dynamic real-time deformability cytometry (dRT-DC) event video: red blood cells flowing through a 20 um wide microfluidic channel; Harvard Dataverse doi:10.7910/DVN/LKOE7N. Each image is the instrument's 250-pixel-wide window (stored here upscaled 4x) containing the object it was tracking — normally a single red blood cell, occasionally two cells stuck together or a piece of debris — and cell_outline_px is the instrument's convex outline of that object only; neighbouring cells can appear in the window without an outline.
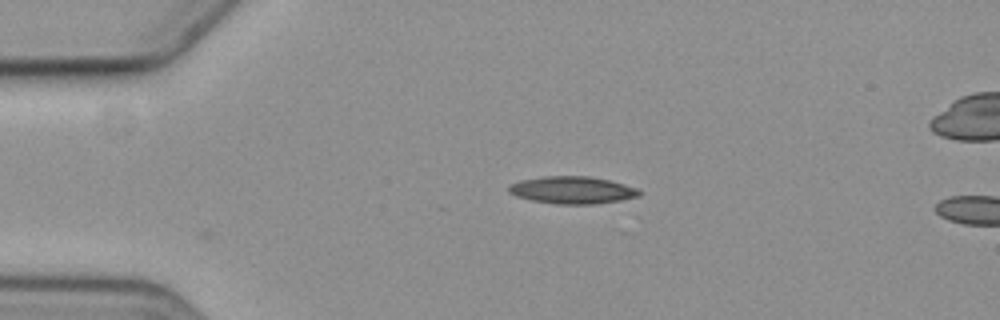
{"species": "common noctule bat (a hibernating species)", "species_latin": "Nyctalus noctula", "temperature_condition": "cold", "stored_images_in_passage": 3, "camera_frame_rate_fps": 3000, "um_per_image_px": 0.085, "animal": {"sex": "female", "body_mass_g": 19.3, "forearm_length_mm": 54.1}, "frame": {"image": 1, "passage_image": 3, "time_ms": 2.333, "image_size_px": [1000, 320], "cell_outline_px": [[640, 196], [620, 200], [596, 204], [556, 204], [532, 200], [516, 196], [508, 192], [508, 188], [512, 184], [520, 180], [544, 176], [588, 176], [608, 180], [624, 184], [636, 188], [640, 192]], "centroid_in_image_um": [48.64, 16.16], "position_along_channel_um": 36.4, "area_um2": 20.63}}